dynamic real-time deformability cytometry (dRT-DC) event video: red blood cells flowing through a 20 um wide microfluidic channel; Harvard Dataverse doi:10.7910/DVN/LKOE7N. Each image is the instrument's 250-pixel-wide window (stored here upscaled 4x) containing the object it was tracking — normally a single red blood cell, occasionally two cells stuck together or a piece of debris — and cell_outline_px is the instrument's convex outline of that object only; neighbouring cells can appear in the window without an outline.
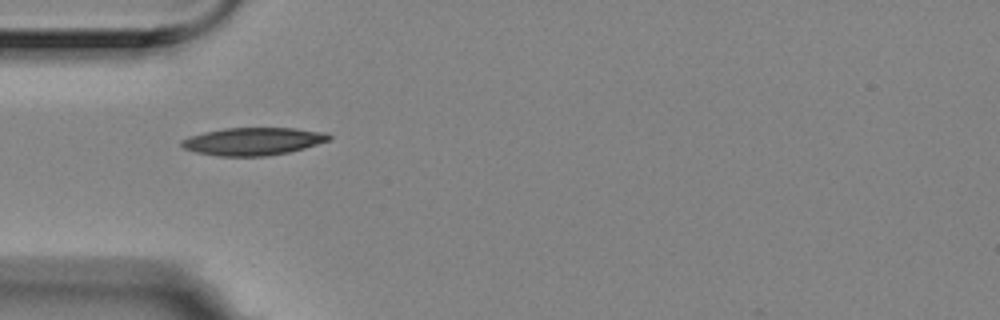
{"species": "Egyptian fruit bat (a non-hibernating species)", "species_latin": "Rousettus aegyptiacus", "temperature_condition": "room temperature", "stored_images_in_passage": 4, "camera_frame_rate_fps": 3000, "um_per_image_px": 0.085, "animal": {"sex": "female"}, "frame": {"image": 1, "passage_image": 3, "time_ms": 0.667, "image_size_px": [1000, 320], "cell_outline_px": [[332, 140], [304, 148], [288, 152], [264, 156], [220, 156], [196, 152], [184, 148], [180, 144], [180, 140], [204, 132], [224, 128], [296, 128], [328, 132], [332, 136]], "centroid_in_image_um": [21.57, 12.0], "position_along_channel_um": 63.4, "area_um2": 23.81}}
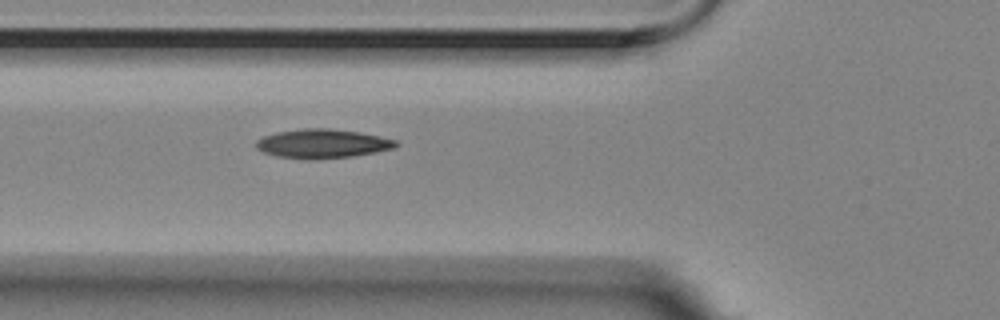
{"frame": {"image": 2, "passage_image": 4, "time_ms": 1.0, "image_size_px": [1000, 320], "cell_outline_px": [[400, 144], [396, 148], [352, 156], [308, 160], [276, 156], [264, 152], [256, 148], [256, 140], [264, 136], [276, 132], [304, 128], [328, 128], [360, 132], [380, 136], [396, 140]], "centroid_in_image_um": [27.42, 12.21], "position_along_channel_um": 98.4, "area_um2": 23.76}}